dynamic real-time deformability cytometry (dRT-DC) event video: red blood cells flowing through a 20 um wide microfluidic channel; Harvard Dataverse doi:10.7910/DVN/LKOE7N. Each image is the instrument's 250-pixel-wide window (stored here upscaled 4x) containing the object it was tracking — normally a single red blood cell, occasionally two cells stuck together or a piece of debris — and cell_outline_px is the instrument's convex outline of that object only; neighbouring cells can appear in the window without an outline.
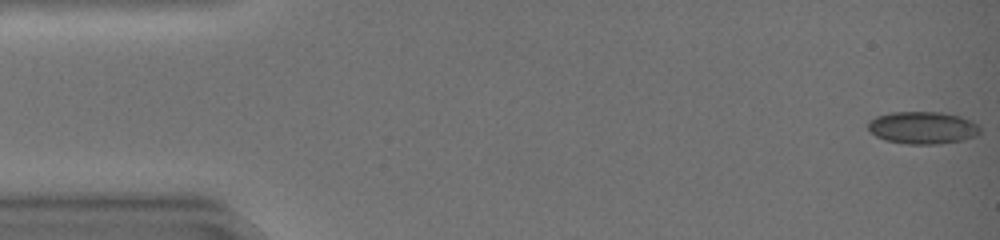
{"species": "common noctule bat (a hibernating species)", "species_latin": "Nyctalus noctula", "temperature_condition": "warm", "stored_images_in_passage": 45, "camera_frame_rate_fps": 3000, "um_per_image_px": 0.085, "animal": {"sex": "female", "body_mass_g": 19.0, "forearm_length_mm": 51.5}, "frame": {"image": 1, "passage_image": 1, "time_ms": 0.0, "image_size_px": [1000, 240], "cell_outline_px": [[980, 132], [976, 136], [960, 140], [936, 144], [904, 144], [884, 140], [876, 136], [868, 128], [868, 120], [876, 116], [892, 112], [940, 112], [960, 116], [976, 124], [980, 128]], "centroid_in_image_um": [78.38, 10.86], "position_along_channel_um": 6.6, "area_um2": 21.04}}
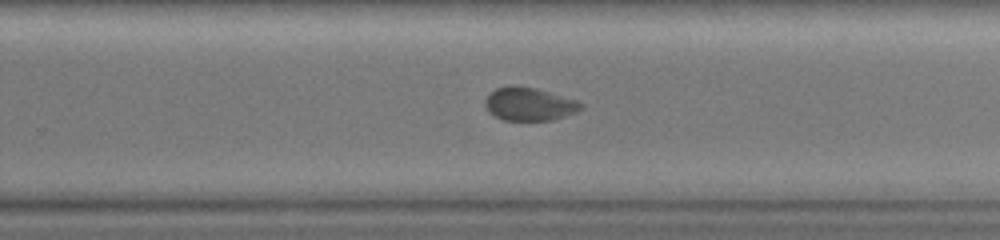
{"frame": {"image": 2, "passage_image": 30, "time_ms": 9.667, "image_size_px": [1000, 240], "cell_outline_px": [[584, 108], [576, 112], [552, 120], [504, 120], [488, 112], [484, 104], [484, 100], [496, 88], [512, 84], [536, 88], [576, 100], [584, 104]], "centroid_in_image_um": [44.98, 8.84], "position_along_channel_um": 284.8, "area_um2": 18.55}}
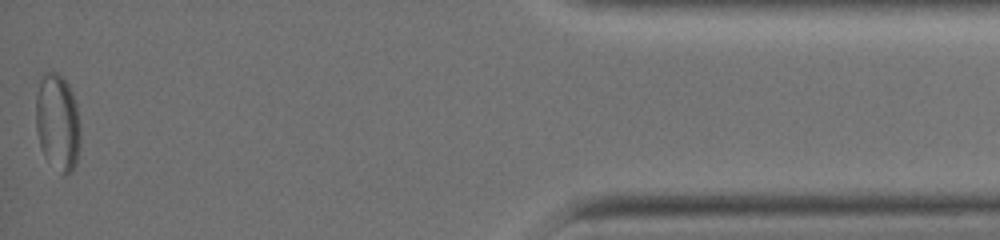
{"frame": {"image": 3, "passage_image": 45, "time_ms": 14.667, "image_size_px": [1000, 240], "cell_outline_px": [[80, 144], [76, 164], [64, 176], [44, 152], [40, 144], [36, 128], [36, 96], [40, 76], [44, 72], [56, 72], [68, 84], [72, 92], [76, 104], [80, 128]], "centroid_in_image_um": [4.9, 10.33], "position_along_channel_um": 430.3, "area_um2": 24.74}, "authors_computed_cell_mechanics": {"area_um2": 19.1896, "velocity_mm_per_s": 4.2948, "shape_relaxation_time_tau1_ms": null, "shape_relaxation_time_tau2_ms": 0.7913, "deformation_change_tau1": null, "deformation_change_tau2": 0.0427}}